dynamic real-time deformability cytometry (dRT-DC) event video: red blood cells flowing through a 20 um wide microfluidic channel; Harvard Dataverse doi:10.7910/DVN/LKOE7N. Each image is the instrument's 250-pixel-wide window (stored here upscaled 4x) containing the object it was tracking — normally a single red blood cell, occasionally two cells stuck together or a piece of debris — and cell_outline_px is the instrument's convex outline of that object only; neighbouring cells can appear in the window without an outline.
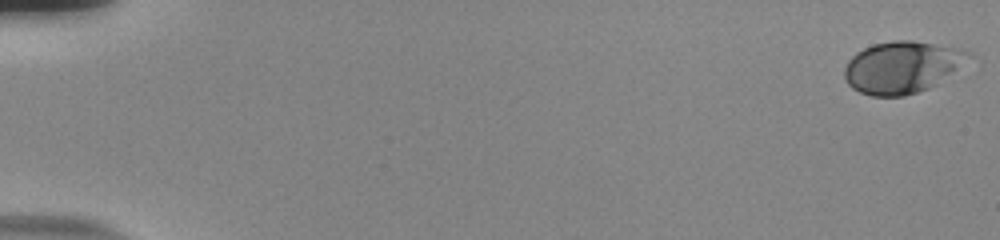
{"species": "human", "species_latin": "Homo sapiens", "temperature_condition": "room temperature", "stored_images_in_passage": 56, "camera_frame_rate_fps": 3000, "um_per_image_px": 0.085, "donor": {"sex": "male"}, "frame": {"image": 1, "passage_image": 1, "time_ms": 0.0, "image_size_px": [1000, 240], "cell_outline_px": [[972, 56], [936, 84], [928, 88], [904, 96], [872, 96], [860, 92], [852, 88], [844, 80], [844, 68], [848, 60], [856, 52], [872, 44], [896, 40], [912, 40], [956, 48], [972, 52]], "centroid_in_image_um": [76.61, 5.7], "position_along_channel_um": 8.4, "area_um2": 37.22}}
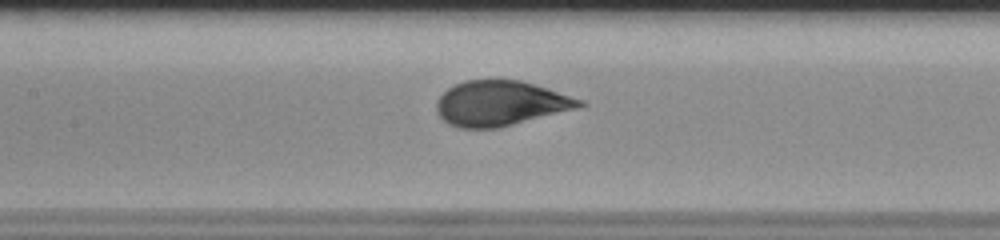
{"frame": {"image": 2, "passage_image": 28, "time_ms": 9.0, "image_size_px": [1000, 240], "cell_outline_px": [[588, 104], [580, 108], [496, 128], [460, 128], [448, 124], [436, 112], [436, 100], [448, 88], [464, 80], [520, 80], [584, 100]], "centroid_in_image_um": [42.54, 8.79], "position_along_channel_um": 164.9, "area_um2": 37.4}}
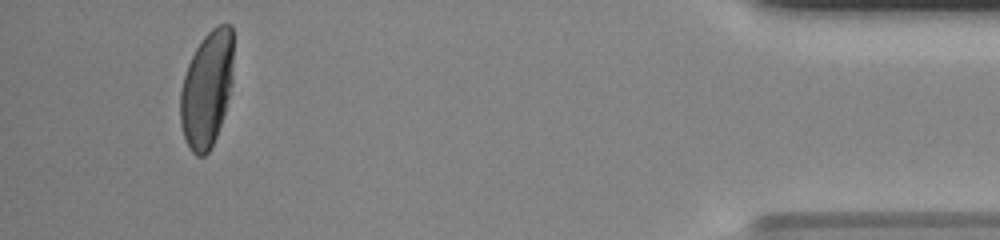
{"frame": {"image": 3, "passage_image": 53, "time_ms": 17.333, "image_size_px": [1000, 240], "cell_outline_px": [[232, 84], [224, 112], [216, 136], [208, 152], [204, 156], [196, 156], [188, 148], [180, 124], [180, 88], [188, 64], [196, 48], [204, 36], [212, 28], [220, 24], [232, 24]], "centroid_in_image_um": [17.56, 7.58], "position_along_channel_um": 417.6, "area_um2": 35.78}, "authors_computed_cell_mechanics": {"area_um2": 37.1943, "velocity_mm_per_s": 3.7368, "shape_relaxation_time_tau1_ms": 3.8017, "shape_relaxation_time_tau2_ms": null, "deformation_change_tau1": 0.1647, "deformation_change_tau2": null}}